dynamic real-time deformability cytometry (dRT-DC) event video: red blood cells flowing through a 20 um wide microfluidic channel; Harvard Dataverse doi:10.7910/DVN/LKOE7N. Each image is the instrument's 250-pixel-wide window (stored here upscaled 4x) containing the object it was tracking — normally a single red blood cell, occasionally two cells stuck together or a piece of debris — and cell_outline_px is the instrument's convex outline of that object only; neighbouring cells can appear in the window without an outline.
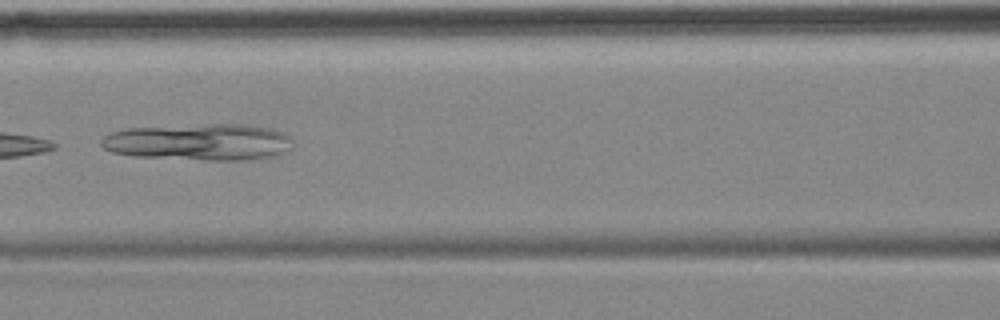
{"species": "common noctule bat (a hibernating species)", "species_latin": "Nyctalus noctula", "temperature_condition": "cold", "stored_images_in_passage": 7, "camera_frame_rate_fps": 3000, "um_per_image_px": 0.085, "animal": {"sex": "female", "body_mass_g": 18.4}, "frame": {"image": 1, "passage_image": 6, "time_ms": 6.667, "image_size_px": [1000, 320], "cell_outline_px": [[292, 148], [272, 156], [236, 160], [208, 160], [132, 156], [112, 152], [104, 148], [100, 144], [100, 140], [104, 136], [112, 132], [124, 128], [212, 124], [248, 124], [272, 128], [284, 132], [292, 136]], "centroid_in_image_um": [16.92, 12.06], "position_along_channel_um": 149.7, "area_um2": 41.1}}
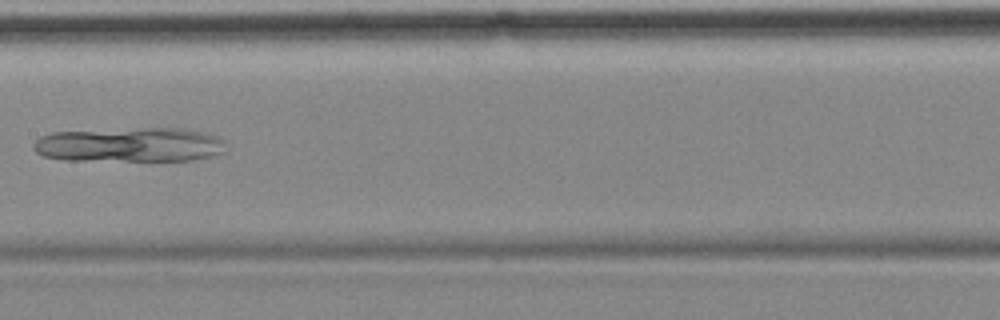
{"frame": {"image": 2, "passage_image": 7, "time_ms": 8.0, "image_size_px": [1000, 320], "cell_outline_px": [[224, 152], [216, 156], [192, 160], [64, 160], [44, 156], [36, 152], [32, 148], [32, 144], [40, 136], [52, 132], [144, 128], [184, 128], [204, 132], [216, 136], [224, 140]], "centroid_in_image_um": [11.04, 12.3], "position_along_channel_um": 196.4, "area_um2": 38.84}}